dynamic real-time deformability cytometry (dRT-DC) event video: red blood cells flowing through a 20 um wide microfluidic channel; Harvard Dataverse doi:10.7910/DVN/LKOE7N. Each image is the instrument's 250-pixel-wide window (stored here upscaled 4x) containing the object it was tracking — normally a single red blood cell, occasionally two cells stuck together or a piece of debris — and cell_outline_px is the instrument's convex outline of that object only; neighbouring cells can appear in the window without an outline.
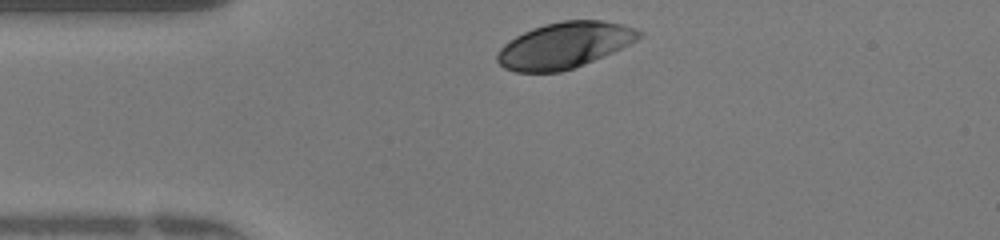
{"species": "human", "species_latin": "Homo sapiens", "temperature_condition": "warm", "stored_images_in_passage": 31, "camera_frame_rate_fps": 3000, "um_per_image_px": 0.085, "donor": {"sex": "female"}, "frame": {"image": 1, "passage_image": 2, "time_ms": 0.333, "image_size_px": [1000, 240], "cell_outline_px": [[644, 36], [612, 52], [584, 64], [560, 72], [516, 72], [504, 68], [496, 60], [496, 52], [504, 44], [516, 36], [532, 28], [544, 24], [564, 20], [604, 20], [624, 24], [636, 28], [644, 32]], "centroid_in_image_um": [47.98, 3.83], "position_along_channel_um": 37.0, "area_um2": 38.03}}
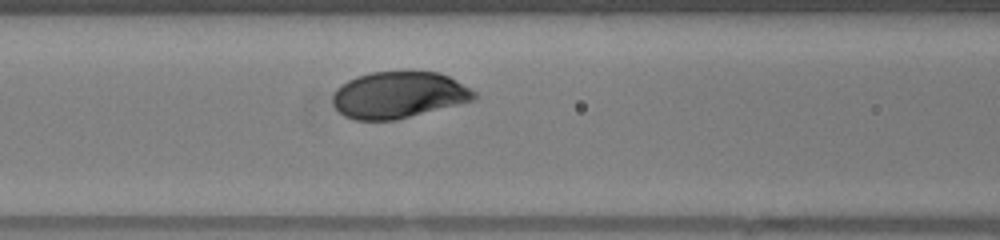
{"frame": {"image": 2, "passage_image": 11, "time_ms": 3.333, "image_size_px": [1000, 240], "cell_outline_px": [[480, 96], [476, 100], [396, 120], [356, 120], [344, 116], [332, 104], [332, 92], [340, 84], [356, 76], [372, 72], [440, 72], [448, 76], [476, 92]], "centroid_in_image_um": [33.87, 8.08], "position_along_channel_um": 132.7, "area_um2": 38.61}}
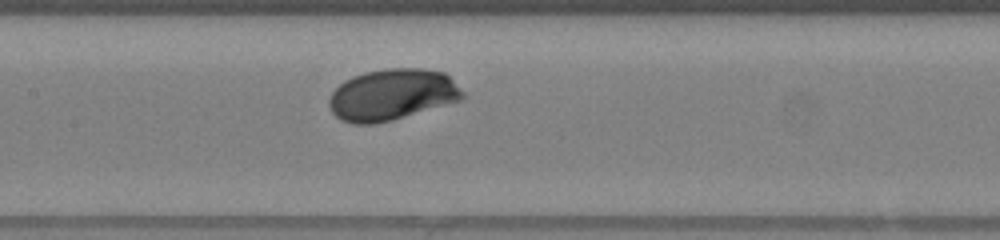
{"frame": {"image": 3, "passage_image": 14, "time_ms": 4.333, "image_size_px": [1000, 240], "cell_outline_px": [[468, 96], [460, 100], [392, 120], [372, 124], [352, 124], [340, 120], [332, 112], [328, 104], [328, 100], [332, 92], [344, 80], [352, 76], [364, 72], [384, 68], [424, 68], [444, 72]], "centroid_in_image_um": [33.31, 8.04], "position_along_channel_um": 174.1, "area_um2": 40.06}, "authors_computed_cell_mechanics": {"area_um2": 38.6104, "velocity_mm_per_s": 4.1357, "shape_relaxation_time_tau1_ms": 2.2738, "shape_relaxation_time_tau2_ms": null, "deformation_change_tau1": 0.1341, "deformation_change_tau2": null}}